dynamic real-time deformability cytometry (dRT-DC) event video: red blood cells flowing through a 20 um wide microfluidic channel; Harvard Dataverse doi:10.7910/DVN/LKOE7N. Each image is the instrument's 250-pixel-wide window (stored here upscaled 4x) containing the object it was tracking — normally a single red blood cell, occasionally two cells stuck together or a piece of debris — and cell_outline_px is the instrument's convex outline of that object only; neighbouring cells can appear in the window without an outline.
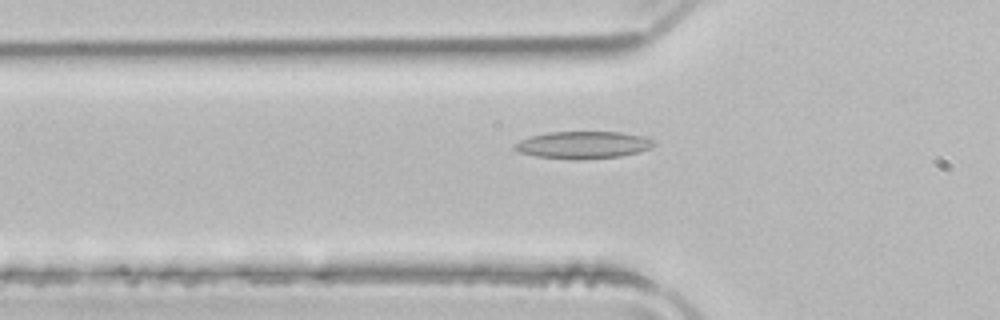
{"species": "common noctule bat (a hibernating species)", "species_latin": "Nyctalus noctula", "temperature_condition": "room temperature", "stored_images_in_passage": 50, "camera_frame_rate_fps": 3000, "um_per_image_px": 0.085, "animal": {"sex": "male", "body_mass_g": 21.5, "forearm_length_mm": 52.0}, "frame": {"image": 1, "passage_image": 16, "time_ms": 5.0, "image_size_px": [1000, 320], "cell_outline_px": [[656, 144], [652, 148], [640, 152], [620, 156], [536, 156], [520, 152], [512, 148], [512, 144], [520, 140], [532, 136], [548, 132], [620, 132], [644, 136], [656, 140]], "centroid_in_image_um": [49.63, 12.26], "position_along_channel_um": 76.2, "area_um2": 21.1}}
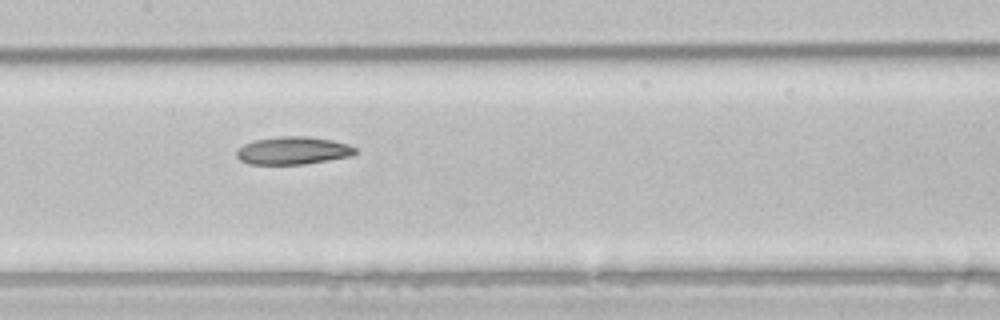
{"frame": {"image": 2, "passage_image": 24, "time_ms": 7.667, "image_size_px": [1000, 320], "cell_outline_px": [[356, 152], [352, 156], [304, 164], [248, 164], [240, 160], [236, 156], [236, 152], [244, 144], [256, 140], [280, 136], [308, 136], [332, 140], [348, 144], [356, 148]], "centroid_in_image_um": [24.92, 12.8], "position_along_channel_um": 182.5, "area_um2": 19.13}}
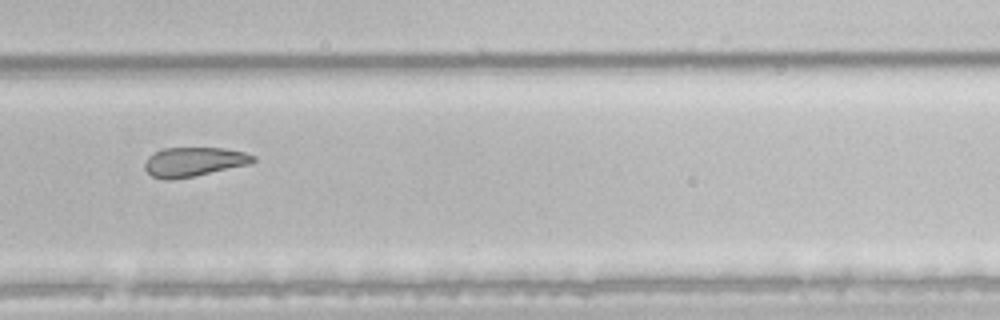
{"frame": {"image": 3, "passage_image": 34, "time_ms": 11.0, "image_size_px": [1000, 320], "cell_outline_px": [[256, 160], [248, 164], [192, 176], [172, 180], [168, 180], [152, 176], [144, 168], [144, 164], [148, 156], [164, 148], [224, 148], [244, 152], [256, 156]], "centroid_in_image_um": [16.46, 13.74], "position_along_channel_um": 313.3, "area_um2": 18.21}}